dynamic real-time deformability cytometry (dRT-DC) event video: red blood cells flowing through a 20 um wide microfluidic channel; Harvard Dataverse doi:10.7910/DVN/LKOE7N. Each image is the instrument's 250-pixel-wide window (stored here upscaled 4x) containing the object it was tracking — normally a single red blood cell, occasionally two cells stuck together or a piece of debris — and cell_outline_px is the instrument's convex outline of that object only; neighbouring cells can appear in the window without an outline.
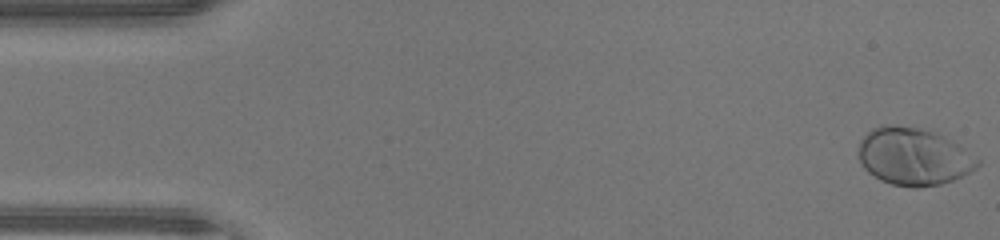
{"species": "human", "species_latin": "Homo sapiens", "temperature_condition": "warm", "stored_images_in_passage": 47, "camera_frame_rate_fps": 3000, "um_per_image_px": 0.085, "donor": {"sex": "male"}, "frame": {"image": 1, "passage_image": 1, "time_ms": 0.0, "image_size_px": [1000, 240], "cell_outline_px": [[980, 164], [976, 168], [952, 180], [940, 184], [916, 188], [912, 188], [892, 184], [880, 180], [868, 172], [864, 168], [856, 152], [856, 148], [860, 140], [872, 128], [880, 124], [896, 124], [920, 128], [944, 136], [952, 140], [964, 148], [980, 160]], "centroid_in_image_um": [77.6, 13.29], "position_along_channel_um": 7.4, "area_um2": 40.11}}
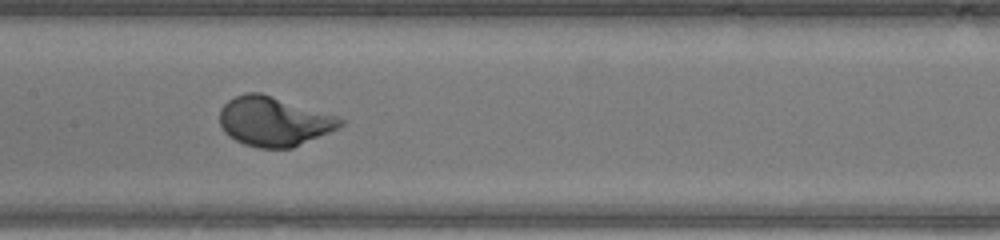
{"frame": {"image": 2, "passage_image": 23, "time_ms": 7.333, "image_size_px": [1000, 240], "cell_outline_px": [[344, 124], [340, 128], [292, 148], [260, 148], [244, 144], [228, 136], [224, 132], [220, 124], [220, 108], [228, 100], [236, 96], [248, 92], [260, 92], [344, 120]], "centroid_in_image_um": [23.23, 10.34], "position_along_channel_um": 184.2, "area_um2": 34.22}}
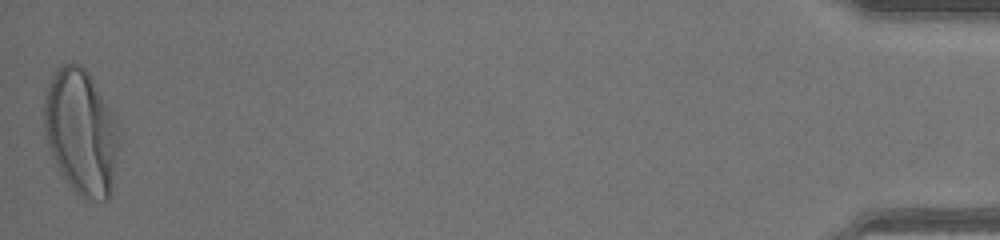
{"frame": {"image": 3, "passage_image": 47, "time_ms": 15.333, "image_size_px": [1000, 240], "cell_outline_px": [[120, 144], [108, 200], [96, 200], [84, 196], [72, 188], [60, 172], [48, 144], [44, 128], [44, 100], [48, 84], [56, 68], [64, 64], [80, 64], [88, 72], [120, 128]], "centroid_in_image_um": [6.9, 11.2], "position_along_channel_um": 428.3, "area_um2": 53.99}}